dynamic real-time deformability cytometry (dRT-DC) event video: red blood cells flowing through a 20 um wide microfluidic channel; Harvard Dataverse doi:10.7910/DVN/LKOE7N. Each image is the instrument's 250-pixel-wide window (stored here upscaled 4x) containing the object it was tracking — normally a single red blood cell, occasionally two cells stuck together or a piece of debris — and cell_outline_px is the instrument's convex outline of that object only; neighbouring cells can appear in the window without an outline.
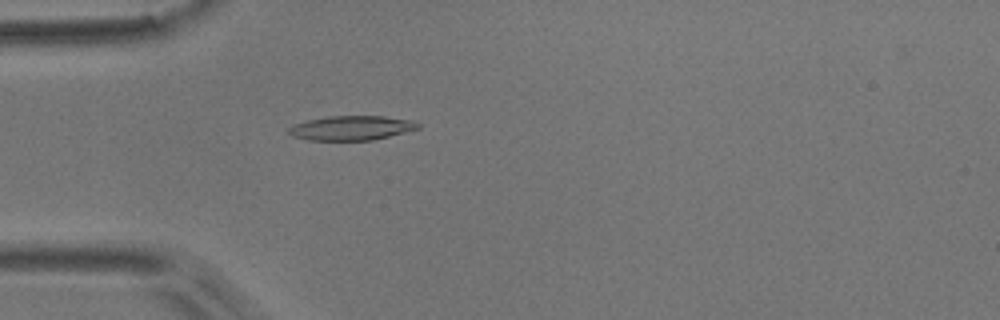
{"species": "common noctule bat (a hibernating species)", "species_latin": "Nyctalus noctula", "temperature_condition": "room temperature", "stored_images_in_passage": 35, "camera_frame_rate_fps": 3000, "um_per_image_px": 0.085, "animal": {"sex": "male", "body_mass_g": 17.9}, "frame": {"image": 1, "passage_image": 4, "time_ms": 1.0, "image_size_px": [1000, 320], "cell_outline_px": [[420, 128], [372, 140], [308, 140], [292, 136], [288, 132], [288, 128], [292, 124], [308, 120], [328, 116], [384, 116], [412, 120], [420, 124]], "centroid_in_image_um": [29.84, 10.87], "position_along_channel_um": 55.2, "area_um2": 18.38}}
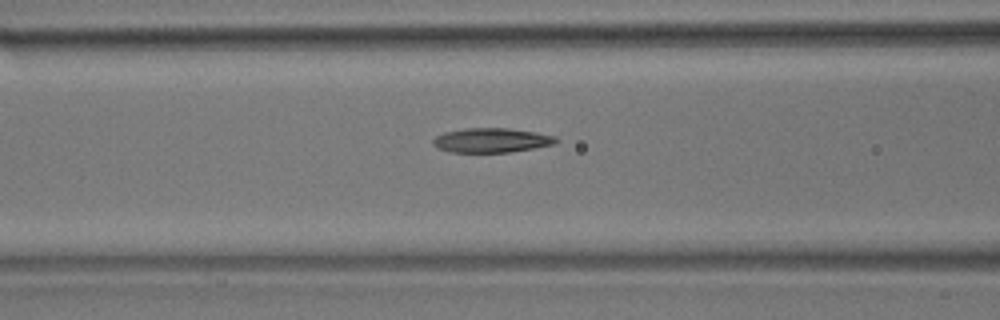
{"frame": {"image": 2, "passage_image": 10, "time_ms": 3.0, "image_size_px": [1000, 320], "cell_outline_px": [[560, 140], [556, 144], [536, 148], [508, 152], [448, 152], [432, 144], [432, 140], [436, 136], [444, 132], [464, 128], [508, 128], [536, 132], [556, 136]], "centroid_in_image_um": [41.82, 11.92], "position_along_channel_um": 124.8, "area_um2": 17.69}}
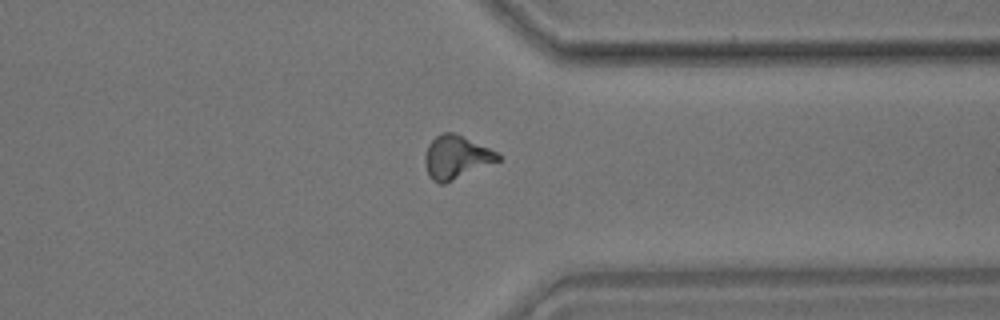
{"frame": {"image": 3, "passage_image": 30, "time_ms": 9.667, "image_size_px": [1000, 320], "cell_outline_px": [[500, 160], [444, 184], [440, 184], [432, 180], [428, 176], [424, 164], [424, 156], [428, 144], [436, 136], [444, 132], [456, 132], [496, 152], [500, 156]], "centroid_in_image_um": [38.73, 13.36], "position_along_channel_um": 372.7, "area_um2": 18.38}}